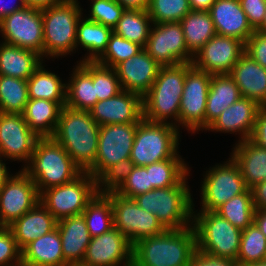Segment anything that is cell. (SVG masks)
I'll list each match as a JSON object with an SVG mask.
<instances>
[{
  "label": "cell",
  "instance_id": "1",
  "mask_svg": "<svg viewBox=\"0 0 266 266\" xmlns=\"http://www.w3.org/2000/svg\"><path fill=\"white\" fill-rule=\"evenodd\" d=\"M99 128L88 110H77L64 105L52 137L82 172H87L94 165L97 156Z\"/></svg>",
  "mask_w": 266,
  "mask_h": 266
},
{
  "label": "cell",
  "instance_id": "2",
  "mask_svg": "<svg viewBox=\"0 0 266 266\" xmlns=\"http://www.w3.org/2000/svg\"><path fill=\"white\" fill-rule=\"evenodd\" d=\"M197 251L193 225L139 240L133 245L132 266H189Z\"/></svg>",
  "mask_w": 266,
  "mask_h": 266
},
{
  "label": "cell",
  "instance_id": "3",
  "mask_svg": "<svg viewBox=\"0 0 266 266\" xmlns=\"http://www.w3.org/2000/svg\"><path fill=\"white\" fill-rule=\"evenodd\" d=\"M37 187L39 195L52 187L68 183L82 170L53 137H39L29 162L21 169Z\"/></svg>",
  "mask_w": 266,
  "mask_h": 266
},
{
  "label": "cell",
  "instance_id": "4",
  "mask_svg": "<svg viewBox=\"0 0 266 266\" xmlns=\"http://www.w3.org/2000/svg\"><path fill=\"white\" fill-rule=\"evenodd\" d=\"M192 65L191 62L160 67L153 85L142 97L143 119L149 122L171 123L178 128L184 79Z\"/></svg>",
  "mask_w": 266,
  "mask_h": 266
},
{
  "label": "cell",
  "instance_id": "5",
  "mask_svg": "<svg viewBox=\"0 0 266 266\" xmlns=\"http://www.w3.org/2000/svg\"><path fill=\"white\" fill-rule=\"evenodd\" d=\"M186 176L178 185L155 188L134 197L144 210L154 214L167 230H182L192 225L193 197Z\"/></svg>",
  "mask_w": 266,
  "mask_h": 266
},
{
  "label": "cell",
  "instance_id": "6",
  "mask_svg": "<svg viewBox=\"0 0 266 266\" xmlns=\"http://www.w3.org/2000/svg\"><path fill=\"white\" fill-rule=\"evenodd\" d=\"M79 3L78 0H64L42 9L43 60L44 57L58 59L76 52L77 24L83 17Z\"/></svg>",
  "mask_w": 266,
  "mask_h": 266
},
{
  "label": "cell",
  "instance_id": "7",
  "mask_svg": "<svg viewBox=\"0 0 266 266\" xmlns=\"http://www.w3.org/2000/svg\"><path fill=\"white\" fill-rule=\"evenodd\" d=\"M192 225L196 234L197 251L214 257L237 259L242 231L214 211L195 212Z\"/></svg>",
  "mask_w": 266,
  "mask_h": 266
},
{
  "label": "cell",
  "instance_id": "8",
  "mask_svg": "<svg viewBox=\"0 0 266 266\" xmlns=\"http://www.w3.org/2000/svg\"><path fill=\"white\" fill-rule=\"evenodd\" d=\"M180 137V130L171 123L142 119L137 125L130 159L135 166L172 159L179 153Z\"/></svg>",
  "mask_w": 266,
  "mask_h": 266
},
{
  "label": "cell",
  "instance_id": "9",
  "mask_svg": "<svg viewBox=\"0 0 266 266\" xmlns=\"http://www.w3.org/2000/svg\"><path fill=\"white\" fill-rule=\"evenodd\" d=\"M97 193V180L90 173L82 172L68 183L44 190L39 202L60 220L81 215Z\"/></svg>",
  "mask_w": 266,
  "mask_h": 266
},
{
  "label": "cell",
  "instance_id": "10",
  "mask_svg": "<svg viewBox=\"0 0 266 266\" xmlns=\"http://www.w3.org/2000/svg\"><path fill=\"white\" fill-rule=\"evenodd\" d=\"M201 184V210L215 211L233 197L244 193L248 188L238 164L230 156L222 164H216L205 171Z\"/></svg>",
  "mask_w": 266,
  "mask_h": 266
},
{
  "label": "cell",
  "instance_id": "11",
  "mask_svg": "<svg viewBox=\"0 0 266 266\" xmlns=\"http://www.w3.org/2000/svg\"><path fill=\"white\" fill-rule=\"evenodd\" d=\"M105 194L112 204L114 227L132 245L141 239L160 235L166 230L154 214L142 209L133 198L123 197L115 191Z\"/></svg>",
  "mask_w": 266,
  "mask_h": 266
},
{
  "label": "cell",
  "instance_id": "12",
  "mask_svg": "<svg viewBox=\"0 0 266 266\" xmlns=\"http://www.w3.org/2000/svg\"><path fill=\"white\" fill-rule=\"evenodd\" d=\"M211 77V74L194 65L187 70L178 117L179 130L180 126L191 134L205 130V111Z\"/></svg>",
  "mask_w": 266,
  "mask_h": 266
},
{
  "label": "cell",
  "instance_id": "13",
  "mask_svg": "<svg viewBox=\"0 0 266 266\" xmlns=\"http://www.w3.org/2000/svg\"><path fill=\"white\" fill-rule=\"evenodd\" d=\"M138 123L100 126L97 156L87 171L96 180L112 165L130 158Z\"/></svg>",
  "mask_w": 266,
  "mask_h": 266
},
{
  "label": "cell",
  "instance_id": "14",
  "mask_svg": "<svg viewBox=\"0 0 266 266\" xmlns=\"http://www.w3.org/2000/svg\"><path fill=\"white\" fill-rule=\"evenodd\" d=\"M144 49L161 66L191 63L194 58L187 49L180 22L152 23Z\"/></svg>",
  "mask_w": 266,
  "mask_h": 266
},
{
  "label": "cell",
  "instance_id": "15",
  "mask_svg": "<svg viewBox=\"0 0 266 266\" xmlns=\"http://www.w3.org/2000/svg\"><path fill=\"white\" fill-rule=\"evenodd\" d=\"M2 42L28 49L43 59L42 10L25 7L0 21Z\"/></svg>",
  "mask_w": 266,
  "mask_h": 266
},
{
  "label": "cell",
  "instance_id": "16",
  "mask_svg": "<svg viewBox=\"0 0 266 266\" xmlns=\"http://www.w3.org/2000/svg\"><path fill=\"white\" fill-rule=\"evenodd\" d=\"M39 198L34 181L22 170L12 175L0 189V226L11 225L30 211Z\"/></svg>",
  "mask_w": 266,
  "mask_h": 266
},
{
  "label": "cell",
  "instance_id": "17",
  "mask_svg": "<svg viewBox=\"0 0 266 266\" xmlns=\"http://www.w3.org/2000/svg\"><path fill=\"white\" fill-rule=\"evenodd\" d=\"M39 137L29 128L20 113L0 112V156L6 161L24 162L33 154Z\"/></svg>",
  "mask_w": 266,
  "mask_h": 266
},
{
  "label": "cell",
  "instance_id": "18",
  "mask_svg": "<svg viewBox=\"0 0 266 266\" xmlns=\"http://www.w3.org/2000/svg\"><path fill=\"white\" fill-rule=\"evenodd\" d=\"M244 53V42L216 34L194 55L192 64L211 75L229 74Z\"/></svg>",
  "mask_w": 266,
  "mask_h": 266
},
{
  "label": "cell",
  "instance_id": "19",
  "mask_svg": "<svg viewBox=\"0 0 266 266\" xmlns=\"http://www.w3.org/2000/svg\"><path fill=\"white\" fill-rule=\"evenodd\" d=\"M133 245L115 227L88 244L84 259L79 266H132Z\"/></svg>",
  "mask_w": 266,
  "mask_h": 266
},
{
  "label": "cell",
  "instance_id": "20",
  "mask_svg": "<svg viewBox=\"0 0 266 266\" xmlns=\"http://www.w3.org/2000/svg\"><path fill=\"white\" fill-rule=\"evenodd\" d=\"M89 112L99 126L139 123L143 119L142 97L122 90L110 99L97 101Z\"/></svg>",
  "mask_w": 266,
  "mask_h": 266
},
{
  "label": "cell",
  "instance_id": "21",
  "mask_svg": "<svg viewBox=\"0 0 266 266\" xmlns=\"http://www.w3.org/2000/svg\"><path fill=\"white\" fill-rule=\"evenodd\" d=\"M260 107L256 101L240 97L237 102L226 108L205 131L239 134L238 143L248 140L252 136Z\"/></svg>",
  "mask_w": 266,
  "mask_h": 266
},
{
  "label": "cell",
  "instance_id": "22",
  "mask_svg": "<svg viewBox=\"0 0 266 266\" xmlns=\"http://www.w3.org/2000/svg\"><path fill=\"white\" fill-rule=\"evenodd\" d=\"M161 65L150 57L145 49L119 63L114 69L122 90L143 97L153 85Z\"/></svg>",
  "mask_w": 266,
  "mask_h": 266
},
{
  "label": "cell",
  "instance_id": "23",
  "mask_svg": "<svg viewBox=\"0 0 266 266\" xmlns=\"http://www.w3.org/2000/svg\"><path fill=\"white\" fill-rule=\"evenodd\" d=\"M209 13L218 35L246 43L254 33L239 0H216Z\"/></svg>",
  "mask_w": 266,
  "mask_h": 266
},
{
  "label": "cell",
  "instance_id": "24",
  "mask_svg": "<svg viewBox=\"0 0 266 266\" xmlns=\"http://www.w3.org/2000/svg\"><path fill=\"white\" fill-rule=\"evenodd\" d=\"M229 75L237 84L241 97L252 99L260 106H266V68L245 52Z\"/></svg>",
  "mask_w": 266,
  "mask_h": 266
},
{
  "label": "cell",
  "instance_id": "25",
  "mask_svg": "<svg viewBox=\"0 0 266 266\" xmlns=\"http://www.w3.org/2000/svg\"><path fill=\"white\" fill-rule=\"evenodd\" d=\"M64 261L69 266H79L85 256L91 236L82 215L58 220Z\"/></svg>",
  "mask_w": 266,
  "mask_h": 266
},
{
  "label": "cell",
  "instance_id": "26",
  "mask_svg": "<svg viewBox=\"0 0 266 266\" xmlns=\"http://www.w3.org/2000/svg\"><path fill=\"white\" fill-rule=\"evenodd\" d=\"M57 222L58 220L38 202L8 227L13 232L18 247L22 250L30 242L54 230Z\"/></svg>",
  "mask_w": 266,
  "mask_h": 266
},
{
  "label": "cell",
  "instance_id": "27",
  "mask_svg": "<svg viewBox=\"0 0 266 266\" xmlns=\"http://www.w3.org/2000/svg\"><path fill=\"white\" fill-rule=\"evenodd\" d=\"M66 106L77 110H90L98 101L93 85V61L77 63L69 77Z\"/></svg>",
  "mask_w": 266,
  "mask_h": 266
},
{
  "label": "cell",
  "instance_id": "28",
  "mask_svg": "<svg viewBox=\"0 0 266 266\" xmlns=\"http://www.w3.org/2000/svg\"><path fill=\"white\" fill-rule=\"evenodd\" d=\"M22 266H69L64 261L57 227L21 250Z\"/></svg>",
  "mask_w": 266,
  "mask_h": 266
},
{
  "label": "cell",
  "instance_id": "29",
  "mask_svg": "<svg viewBox=\"0 0 266 266\" xmlns=\"http://www.w3.org/2000/svg\"><path fill=\"white\" fill-rule=\"evenodd\" d=\"M231 157L238 164L245 185L251 189L266 180V149L261 148L250 139L235 143Z\"/></svg>",
  "mask_w": 266,
  "mask_h": 266
},
{
  "label": "cell",
  "instance_id": "30",
  "mask_svg": "<svg viewBox=\"0 0 266 266\" xmlns=\"http://www.w3.org/2000/svg\"><path fill=\"white\" fill-rule=\"evenodd\" d=\"M65 104L66 102L29 99L22 115L38 137H52L58 125L60 111Z\"/></svg>",
  "mask_w": 266,
  "mask_h": 266
},
{
  "label": "cell",
  "instance_id": "31",
  "mask_svg": "<svg viewBox=\"0 0 266 266\" xmlns=\"http://www.w3.org/2000/svg\"><path fill=\"white\" fill-rule=\"evenodd\" d=\"M43 61L32 50L0 41V75L28 80Z\"/></svg>",
  "mask_w": 266,
  "mask_h": 266
},
{
  "label": "cell",
  "instance_id": "32",
  "mask_svg": "<svg viewBox=\"0 0 266 266\" xmlns=\"http://www.w3.org/2000/svg\"><path fill=\"white\" fill-rule=\"evenodd\" d=\"M240 97L239 88L229 74L212 75L207 95L205 129Z\"/></svg>",
  "mask_w": 266,
  "mask_h": 266
},
{
  "label": "cell",
  "instance_id": "33",
  "mask_svg": "<svg viewBox=\"0 0 266 266\" xmlns=\"http://www.w3.org/2000/svg\"><path fill=\"white\" fill-rule=\"evenodd\" d=\"M112 33V28L81 17L77 24L76 50L80 46L87 52L77 63L96 61L106 50Z\"/></svg>",
  "mask_w": 266,
  "mask_h": 266
},
{
  "label": "cell",
  "instance_id": "34",
  "mask_svg": "<svg viewBox=\"0 0 266 266\" xmlns=\"http://www.w3.org/2000/svg\"><path fill=\"white\" fill-rule=\"evenodd\" d=\"M180 23L187 49L193 56L217 34L209 11L191 10Z\"/></svg>",
  "mask_w": 266,
  "mask_h": 266
},
{
  "label": "cell",
  "instance_id": "35",
  "mask_svg": "<svg viewBox=\"0 0 266 266\" xmlns=\"http://www.w3.org/2000/svg\"><path fill=\"white\" fill-rule=\"evenodd\" d=\"M43 63L27 80L29 99L66 102L67 83H64L59 75L44 68Z\"/></svg>",
  "mask_w": 266,
  "mask_h": 266
},
{
  "label": "cell",
  "instance_id": "36",
  "mask_svg": "<svg viewBox=\"0 0 266 266\" xmlns=\"http://www.w3.org/2000/svg\"><path fill=\"white\" fill-rule=\"evenodd\" d=\"M179 153L172 159L144 166L149 172L152 190L155 188H168L178 185L186 176H190V169ZM189 171V172H188Z\"/></svg>",
  "mask_w": 266,
  "mask_h": 266
},
{
  "label": "cell",
  "instance_id": "37",
  "mask_svg": "<svg viewBox=\"0 0 266 266\" xmlns=\"http://www.w3.org/2000/svg\"><path fill=\"white\" fill-rule=\"evenodd\" d=\"M81 215L91 238L100 236L114 228L112 204L105 193H97Z\"/></svg>",
  "mask_w": 266,
  "mask_h": 266
},
{
  "label": "cell",
  "instance_id": "38",
  "mask_svg": "<svg viewBox=\"0 0 266 266\" xmlns=\"http://www.w3.org/2000/svg\"><path fill=\"white\" fill-rule=\"evenodd\" d=\"M151 26L147 10H124L113 32L145 48Z\"/></svg>",
  "mask_w": 266,
  "mask_h": 266
},
{
  "label": "cell",
  "instance_id": "39",
  "mask_svg": "<svg viewBox=\"0 0 266 266\" xmlns=\"http://www.w3.org/2000/svg\"><path fill=\"white\" fill-rule=\"evenodd\" d=\"M214 212L243 231L253 223L255 208L251 189H247L244 193L231 198Z\"/></svg>",
  "mask_w": 266,
  "mask_h": 266
},
{
  "label": "cell",
  "instance_id": "40",
  "mask_svg": "<svg viewBox=\"0 0 266 266\" xmlns=\"http://www.w3.org/2000/svg\"><path fill=\"white\" fill-rule=\"evenodd\" d=\"M29 101L27 80L0 75V112L22 114Z\"/></svg>",
  "mask_w": 266,
  "mask_h": 266
},
{
  "label": "cell",
  "instance_id": "41",
  "mask_svg": "<svg viewBox=\"0 0 266 266\" xmlns=\"http://www.w3.org/2000/svg\"><path fill=\"white\" fill-rule=\"evenodd\" d=\"M266 257V237L252 223L242 231L240 250L236 259L239 266L263 262Z\"/></svg>",
  "mask_w": 266,
  "mask_h": 266
},
{
  "label": "cell",
  "instance_id": "42",
  "mask_svg": "<svg viewBox=\"0 0 266 266\" xmlns=\"http://www.w3.org/2000/svg\"><path fill=\"white\" fill-rule=\"evenodd\" d=\"M144 48L113 32L104 53L96 60L97 63L115 68L119 63L138 54Z\"/></svg>",
  "mask_w": 266,
  "mask_h": 266
},
{
  "label": "cell",
  "instance_id": "43",
  "mask_svg": "<svg viewBox=\"0 0 266 266\" xmlns=\"http://www.w3.org/2000/svg\"><path fill=\"white\" fill-rule=\"evenodd\" d=\"M191 10L189 0H150L147 9L152 23L180 22Z\"/></svg>",
  "mask_w": 266,
  "mask_h": 266
},
{
  "label": "cell",
  "instance_id": "44",
  "mask_svg": "<svg viewBox=\"0 0 266 266\" xmlns=\"http://www.w3.org/2000/svg\"><path fill=\"white\" fill-rule=\"evenodd\" d=\"M93 85L98 101L110 99L122 91L115 69L93 61Z\"/></svg>",
  "mask_w": 266,
  "mask_h": 266
},
{
  "label": "cell",
  "instance_id": "45",
  "mask_svg": "<svg viewBox=\"0 0 266 266\" xmlns=\"http://www.w3.org/2000/svg\"><path fill=\"white\" fill-rule=\"evenodd\" d=\"M91 7L85 18L114 29L124 8L116 0H90Z\"/></svg>",
  "mask_w": 266,
  "mask_h": 266
},
{
  "label": "cell",
  "instance_id": "46",
  "mask_svg": "<svg viewBox=\"0 0 266 266\" xmlns=\"http://www.w3.org/2000/svg\"><path fill=\"white\" fill-rule=\"evenodd\" d=\"M134 163L130 158L119 161L110 166L98 179L97 191L98 193H107L116 191L134 168Z\"/></svg>",
  "mask_w": 266,
  "mask_h": 266
},
{
  "label": "cell",
  "instance_id": "47",
  "mask_svg": "<svg viewBox=\"0 0 266 266\" xmlns=\"http://www.w3.org/2000/svg\"><path fill=\"white\" fill-rule=\"evenodd\" d=\"M151 190L149 172L144 166H134L130 175L115 192L123 197L134 198Z\"/></svg>",
  "mask_w": 266,
  "mask_h": 266
},
{
  "label": "cell",
  "instance_id": "48",
  "mask_svg": "<svg viewBox=\"0 0 266 266\" xmlns=\"http://www.w3.org/2000/svg\"><path fill=\"white\" fill-rule=\"evenodd\" d=\"M0 266H22L21 249L6 226H0Z\"/></svg>",
  "mask_w": 266,
  "mask_h": 266
},
{
  "label": "cell",
  "instance_id": "49",
  "mask_svg": "<svg viewBox=\"0 0 266 266\" xmlns=\"http://www.w3.org/2000/svg\"><path fill=\"white\" fill-rule=\"evenodd\" d=\"M245 52L266 68V34L255 30L245 43Z\"/></svg>",
  "mask_w": 266,
  "mask_h": 266
},
{
  "label": "cell",
  "instance_id": "50",
  "mask_svg": "<svg viewBox=\"0 0 266 266\" xmlns=\"http://www.w3.org/2000/svg\"><path fill=\"white\" fill-rule=\"evenodd\" d=\"M249 24L256 30L263 22L266 13V0H239Z\"/></svg>",
  "mask_w": 266,
  "mask_h": 266
},
{
  "label": "cell",
  "instance_id": "51",
  "mask_svg": "<svg viewBox=\"0 0 266 266\" xmlns=\"http://www.w3.org/2000/svg\"><path fill=\"white\" fill-rule=\"evenodd\" d=\"M189 266H239L235 260L214 257L209 254L196 251Z\"/></svg>",
  "mask_w": 266,
  "mask_h": 266
},
{
  "label": "cell",
  "instance_id": "52",
  "mask_svg": "<svg viewBox=\"0 0 266 266\" xmlns=\"http://www.w3.org/2000/svg\"><path fill=\"white\" fill-rule=\"evenodd\" d=\"M250 140L259 147L266 149V106H261L258 110Z\"/></svg>",
  "mask_w": 266,
  "mask_h": 266
},
{
  "label": "cell",
  "instance_id": "53",
  "mask_svg": "<svg viewBox=\"0 0 266 266\" xmlns=\"http://www.w3.org/2000/svg\"><path fill=\"white\" fill-rule=\"evenodd\" d=\"M251 191L254 208L266 210V180L256 184Z\"/></svg>",
  "mask_w": 266,
  "mask_h": 266
},
{
  "label": "cell",
  "instance_id": "54",
  "mask_svg": "<svg viewBox=\"0 0 266 266\" xmlns=\"http://www.w3.org/2000/svg\"><path fill=\"white\" fill-rule=\"evenodd\" d=\"M6 1L7 0H0V21L7 15H10L11 13H14L26 7L23 0H16L17 2H14L15 0H10L7 5L5 4L7 3Z\"/></svg>",
  "mask_w": 266,
  "mask_h": 266
},
{
  "label": "cell",
  "instance_id": "55",
  "mask_svg": "<svg viewBox=\"0 0 266 266\" xmlns=\"http://www.w3.org/2000/svg\"><path fill=\"white\" fill-rule=\"evenodd\" d=\"M124 10H147L150 0H116Z\"/></svg>",
  "mask_w": 266,
  "mask_h": 266
},
{
  "label": "cell",
  "instance_id": "56",
  "mask_svg": "<svg viewBox=\"0 0 266 266\" xmlns=\"http://www.w3.org/2000/svg\"><path fill=\"white\" fill-rule=\"evenodd\" d=\"M64 0H23L27 7L45 9L60 4Z\"/></svg>",
  "mask_w": 266,
  "mask_h": 266
},
{
  "label": "cell",
  "instance_id": "57",
  "mask_svg": "<svg viewBox=\"0 0 266 266\" xmlns=\"http://www.w3.org/2000/svg\"><path fill=\"white\" fill-rule=\"evenodd\" d=\"M253 223L258 227V229L266 237V210L265 209H255L253 216Z\"/></svg>",
  "mask_w": 266,
  "mask_h": 266
},
{
  "label": "cell",
  "instance_id": "58",
  "mask_svg": "<svg viewBox=\"0 0 266 266\" xmlns=\"http://www.w3.org/2000/svg\"><path fill=\"white\" fill-rule=\"evenodd\" d=\"M192 10L209 11L216 0H189Z\"/></svg>",
  "mask_w": 266,
  "mask_h": 266
},
{
  "label": "cell",
  "instance_id": "59",
  "mask_svg": "<svg viewBox=\"0 0 266 266\" xmlns=\"http://www.w3.org/2000/svg\"><path fill=\"white\" fill-rule=\"evenodd\" d=\"M3 158L0 156V189L4 183L13 175L9 173V169L6 167V161L3 162Z\"/></svg>",
  "mask_w": 266,
  "mask_h": 266
},
{
  "label": "cell",
  "instance_id": "60",
  "mask_svg": "<svg viewBox=\"0 0 266 266\" xmlns=\"http://www.w3.org/2000/svg\"><path fill=\"white\" fill-rule=\"evenodd\" d=\"M256 31L266 34V13L262 24L256 29Z\"/></svg>",
  "mask_w": 266,
  "mask_h": 266
},
{
  "label": "cell",
  "instance_id": "61",
  "mask_svg": "<svg viewBox=\"0 0 266 266\" xmlns=\"http://www.w3.org/2000/svg\"><path fill=\"white\" fill-rule=\"evenodd\" d=\"M245 266H266V262L263 261V262L248 264V265H245Z\"/></svg>",
  "mask_w": 266,
  "mask_h": 266
}]
</instances>
